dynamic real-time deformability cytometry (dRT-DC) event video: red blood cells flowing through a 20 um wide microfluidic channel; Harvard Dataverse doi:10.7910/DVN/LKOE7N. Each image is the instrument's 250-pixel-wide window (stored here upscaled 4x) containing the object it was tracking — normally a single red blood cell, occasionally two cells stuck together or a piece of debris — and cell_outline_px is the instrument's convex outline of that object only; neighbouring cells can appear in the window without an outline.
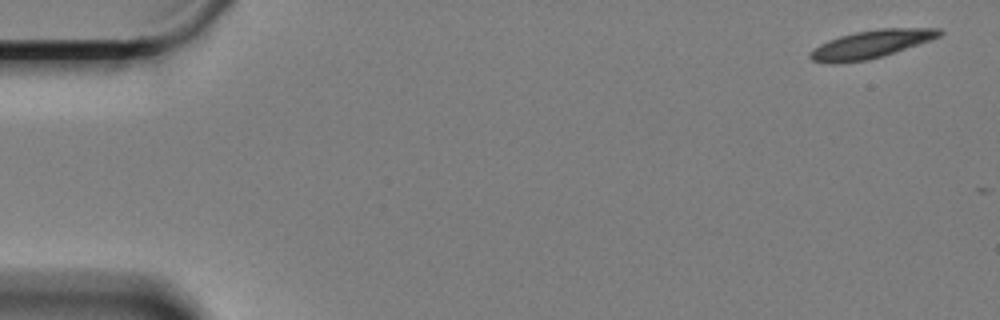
{"species": "Egyptian fruit bat (a non-hibernating species)", "species_latin": "Rousettus aegyptiacus", "temperature_condition": "cold", "stored_images_in_passage": 14, "camera_frame_rate_fps": 3000, "um_per_image_px": 0.085, "animal": {"sex": "female"}, "frame": {"image": 1, "passage_image": 1, "time_ms": 0.0, "image_size_px": [1000, 320], "cell_outline_px": [[944, 32], [940, 36], [884, 56], [868, 60], [836, 64], [828, 64], [812, 60], [808, 56], [808, 52], [812, 48], [828, 40], [840, 36], [856, 32], [880, 28], [940, 28]], "centroid_in_image_um": [73.98, 3.77], "position_along_channel_um": 11.0, "area_um2": 21.21}}